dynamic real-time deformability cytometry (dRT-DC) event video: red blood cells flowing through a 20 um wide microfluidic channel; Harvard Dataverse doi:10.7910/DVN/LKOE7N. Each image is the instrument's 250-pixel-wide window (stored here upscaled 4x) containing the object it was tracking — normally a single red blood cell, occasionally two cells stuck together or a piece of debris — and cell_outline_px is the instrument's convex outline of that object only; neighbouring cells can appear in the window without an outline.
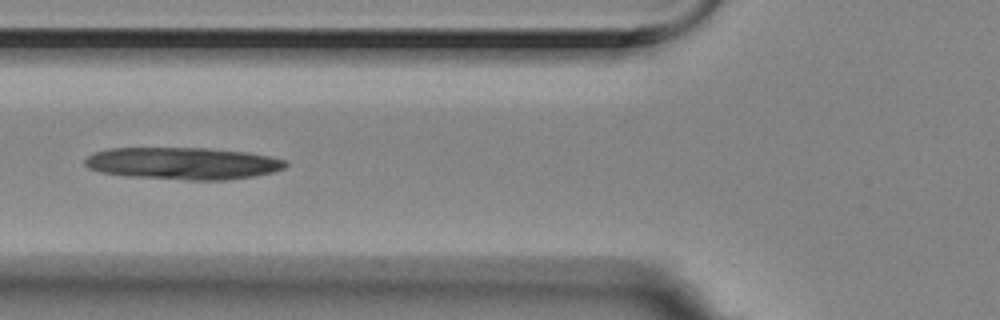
{"species": "Egyptian fruit bat (a non-hibernating species)", "species_latin": "Rousettus aegyptiacus", "temperature_condition": "room temperature", "stored_images_in_passage": 6, "camera_frame_rate_fps": 3000, "um_per_image_px": 0.085, "animal": {"sex": "female"}, "frame": {"image": 1, "passage_image": 6, "time_ms": 1.667, "image_size_px": [1000, 320], "cell_outline_px": [[288, 164], [284, 168], [272, 172], [252, 176], [224, 180], [188, 180], [124, 176], [100, 172], [88, 168], [84, 164], [84, 160], [88, 156], [96, 152], [108, 148], [204, 148], [248, 152], [288, 160]], "centroid_in_image_um": [15.53, 13.89], "position_along_channel_um": 110.3, "area_um2": 37.63}}